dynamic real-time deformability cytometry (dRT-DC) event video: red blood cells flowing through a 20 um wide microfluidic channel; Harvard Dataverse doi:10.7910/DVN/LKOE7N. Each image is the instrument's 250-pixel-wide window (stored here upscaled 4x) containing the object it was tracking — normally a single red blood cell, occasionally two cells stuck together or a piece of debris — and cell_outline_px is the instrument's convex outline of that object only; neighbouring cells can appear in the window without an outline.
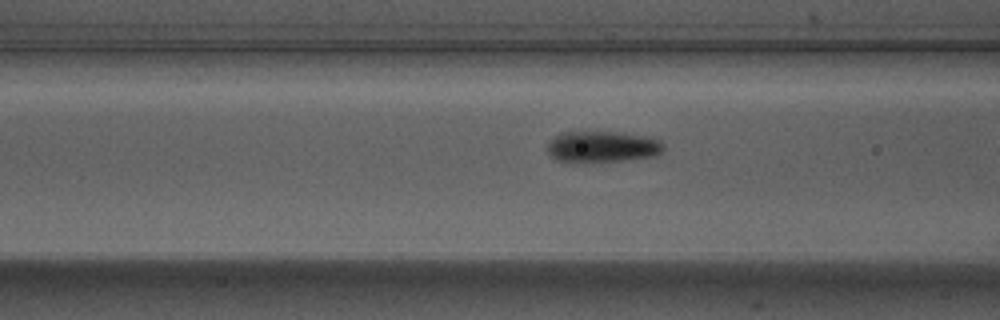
{"species": "Egyptian fruit bat (a non-hibernating species)", "species_latin": "Rousettus aegyptiacus", "temperature_condition": "warm", "stored_images_in_passage": 19, "camera_frame_rate_fps": 3000, "um_per_image_px": 0.085, "animal": {"sex": "male"}, "frame": {"image": 1, "passage_image": 16, "time_ms": 5.0, "image_size_px": [1000, 320], "cell_outline_px": [[664, 148], [656, 156], [620, 160], [580, 164], [564, 164], [556, 160], [548, 152], [548, 144], [556, 136], [564, 132], [616, 132], [652, 136], [660, 140], [664, 144]], "centroid_in_image_um": [51.19, 12.5], "position_along_channel_um": 115.4, "area_um2": 21.68}}